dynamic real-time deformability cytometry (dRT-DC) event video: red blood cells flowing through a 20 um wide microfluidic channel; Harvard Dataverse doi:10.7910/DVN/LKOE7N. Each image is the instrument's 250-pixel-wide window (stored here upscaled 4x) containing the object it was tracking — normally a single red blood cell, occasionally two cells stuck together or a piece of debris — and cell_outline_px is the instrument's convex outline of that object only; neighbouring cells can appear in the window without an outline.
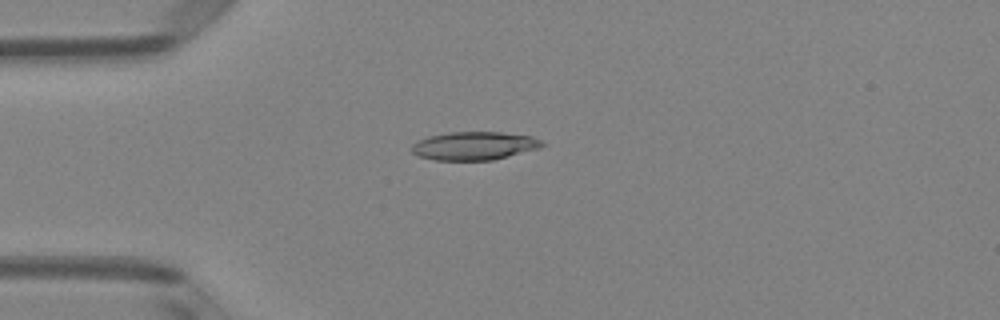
{"species": "Egyptian fruit bat (a non-hibernating species)", "species_latin": "Rousettus aegyptiacus", "temperature_condition": "room temperature", "stored_images_in_passage": 1, "camera_frame_rate_fps": 3000, "um_per_image_px": 0.085, "animal": {"sex": "female"}, "frame": {"image": 1, "passage_image": 1, "time_ms": 0.0, "image_size_px": [1000, 320], "cell_outline_px": [[548, 144], [540, 148], [492, 160], [436, 160], [420, 156], [412, 152], [412, 144], [428, 136], [452, 132], [500, 132], [532, 136]], "centroid_in_image_um": [40.35, 12.39], "position_along_channel_um": 44.6, "area_um2": 21.39}}